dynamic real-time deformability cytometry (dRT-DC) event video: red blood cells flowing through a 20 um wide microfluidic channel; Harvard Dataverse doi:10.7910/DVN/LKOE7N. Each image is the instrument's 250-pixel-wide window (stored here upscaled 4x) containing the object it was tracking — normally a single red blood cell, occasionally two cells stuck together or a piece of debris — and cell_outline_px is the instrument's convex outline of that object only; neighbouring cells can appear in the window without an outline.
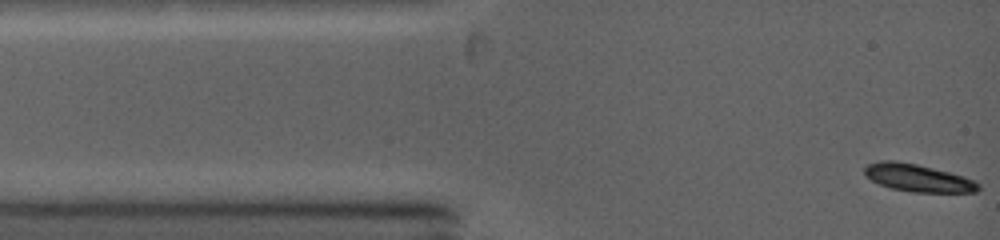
{"species": "common noctule bat (a hibernating species)", "species_latin": "Nyctalus noctula", "temperature_condition": "warm", "stored_images_in_passage": 45, "camera_frame_rate_fps": 5000, "um_per_image_px": 0.085, "animal": {"sex": "female", "body_mass_g": 19.0, "forearm_length_mm": 53.3}, "frame": {"image": 1, "passage_image": 1, "time_ms": 0.0, "image_size_px": [1000, 240], "cell_outline_px": [[980, 188], [976, 192], [912, 192], [892, 188], [880, 184], [872, 180], [864, 172], [864, 168], [868, 164], [880, 160], [896, 160], [916, 164], [964, 176], [980, 184]], "centroid_in_image_um": [78.02, 15.12], "position_along_channel_um": 7.0, "area_um2": 18.03}}
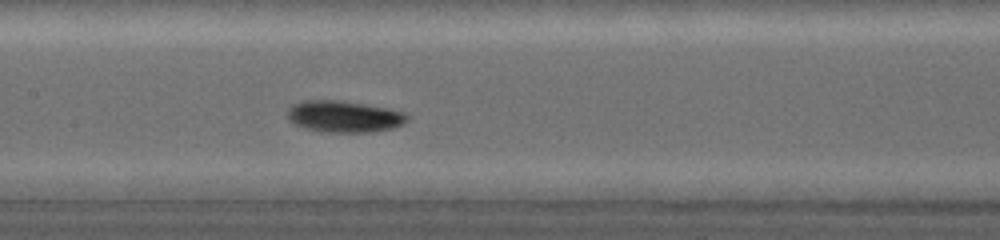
{"frame": {"image": 2, "passage_image": 25, "time_ms": 5.4, "image_size_px": [1000, 240], "cell_outline_px": [[408, 120], [404, 124], [392, 128], [372, 132], [320, 132], [304, 128], [292, 124], [288, 120], [288, 108], [292, 104], [304, 100], [336, 100], [364, 104], [388, 108], [404, 112], [408, 116]], "centroid_in_image_um": [29.21, 9.91], "position_along_channel_um": 178.2, "area_um2": 22.25}}
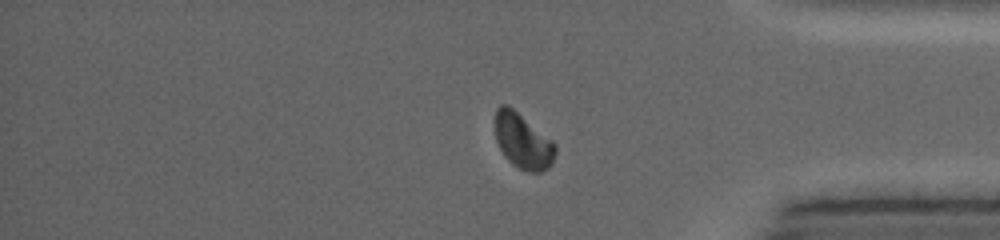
{"frame": {"image": 3, "passage_image": 41, "time_ms": 10.8, "image_size_px": [1000, 240], "cell_outline_px": [[556, 152], [552, 164], [548, 168], [540, 172], [528, 172], [512, 164], [504, 156], [496, 140], [496, 108], [500, 104], [508, 104], [552, 140], [556, 144]], "centroid_in_image_um": [44.45, 12.0], "position_along_channel_um": 390.7, "area_um2": 19.36}, "authors_computed_cell_mechanics": {"area_um2": 20.0566, "velocity_mm_per_s": 4.2185, "shape_relaxation_time_tau1_ms": 2.1755, "shape_relaxation_time_tau2_ms": null, "deformation_change_tau1": 0.1357, "deformation_change_tau2": null}}